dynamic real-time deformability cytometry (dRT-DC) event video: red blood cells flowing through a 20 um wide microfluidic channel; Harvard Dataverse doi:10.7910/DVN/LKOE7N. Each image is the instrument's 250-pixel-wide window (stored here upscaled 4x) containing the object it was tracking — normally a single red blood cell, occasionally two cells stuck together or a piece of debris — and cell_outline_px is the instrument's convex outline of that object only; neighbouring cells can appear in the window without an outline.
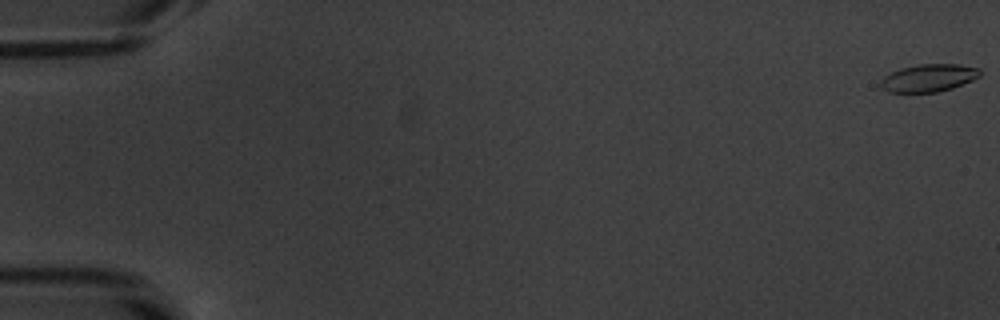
{"species": "common noctule bat (a hibernating species)", "species_latin": "Nyctalus noctula", "temperature_condition": "warm", "stored_images_in_passage": 10, "camera_frame_rate_fps": 3000, "um_per_image_px": 0.085, "animal": {"sex": "male", "body_mass_g": 20.1, "forearm_length_mm": 53.5}, "frame": {"image": 1, "passage_image": 1, "time_ms": 0.0, "image_size_px": [1000, 320], "cell_outline_px": [[980, 76], [972, 80], [952, 88], [936, 92], [888, 92], [880, 84], [880, 80], [884, 76], [900, 68], [920, 64], [960, 64], [980, 68]], "centroid_in_image_um": [78.95, 6.61], "position_along_channel_um": 6.1, "area_um2": 15.9}}